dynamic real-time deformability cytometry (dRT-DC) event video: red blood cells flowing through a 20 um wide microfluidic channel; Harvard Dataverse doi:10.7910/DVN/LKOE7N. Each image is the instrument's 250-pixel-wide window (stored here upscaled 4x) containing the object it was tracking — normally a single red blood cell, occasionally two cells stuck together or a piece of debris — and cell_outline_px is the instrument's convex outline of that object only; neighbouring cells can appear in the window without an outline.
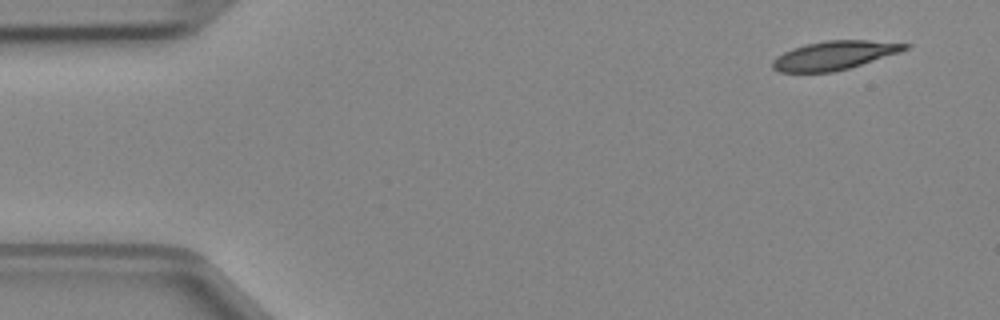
{"species": "Egyptian fruit bat (a non-hibernating species)", "species_latin": "Rousettus aegyptiacus", "temperature_condition": "cold", "stored_images_in_passage": 4, "camera_frame_rate_fps": 3000, "um_per_image_px": 0.085, "animal": {"sex": "female"}, "frame": {"image": 1, "passage_image": 1, "time_ms": 0.0, "image_size_px": [1000, 320], "cell_outline_px": [[912, 44], [908, 48], [900, 52], [848, 68], [832, 72], [780, 72], [772, 68], [772, 60], [776, 56], [792, 48], [804, 44], [824, 40], [868, 40]], "centroid_in_image_um": [70.88, 4.69], "position_along_channel_um": 14.1, "area_um2": 22.14}}
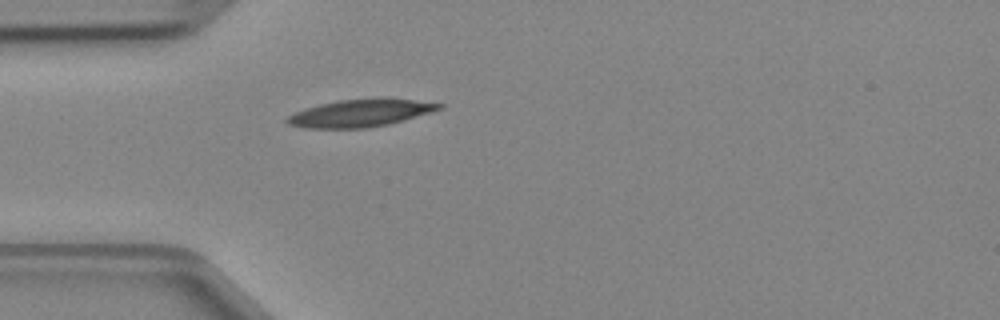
{"frame": {"image": 2, "passage_image": 4, "time_ms": 1.0, "image_size_px": [1000, 320], "cell_outline_px": [[444, 104], [440, 108], [428, 112], [388, 124], [364, 128], [304, 128], [288, 124], [284, 120], [288, 116], [304, 108], [320, 104], [340, 100], [380, 96], [388, 96]], "centroid_in_image_um": [30.6, 9.58], "position_along_channel_um": 54.4, "area_um2": 24.45}}